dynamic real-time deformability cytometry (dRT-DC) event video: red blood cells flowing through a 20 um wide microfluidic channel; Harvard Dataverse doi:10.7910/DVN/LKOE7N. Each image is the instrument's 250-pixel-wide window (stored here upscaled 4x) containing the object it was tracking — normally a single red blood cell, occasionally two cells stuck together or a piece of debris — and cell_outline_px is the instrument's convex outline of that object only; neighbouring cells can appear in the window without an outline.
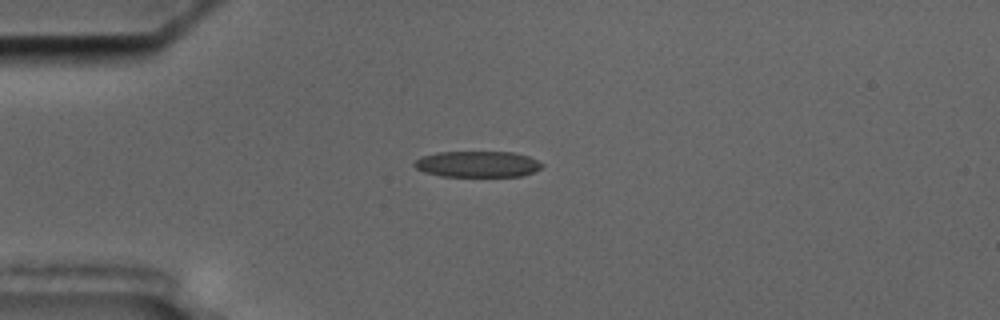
{"species": "common noctule bat (a hibernating species)", "species_latin": "Nyctalus noctula", "temperature_condition": "cold", "stored_images_in_passage": 43, "camera_frame_rate_fps": 3000, "um_per_image_px": 0.085, "animal": {"sex": "male", "body_mass_g": 17.5, "forearm_length_mm": 52.3}, "frame": {"image": 1, "passage_image": 1, "time_ms": 0.0, "image_size_px": [1000, 320], "cell_outline_px": [[544, 164], [540, 168], [532, 172], [520, 176], [440, 176], [424, 172], [416, 168], [412, 164], [420, 156], [436, 152], [512, 152], [528, 156]], "centroid_in_image_um": [40.54, 13.94], "position_along_channel_um": 44.5, "area_um2": 19.36}}
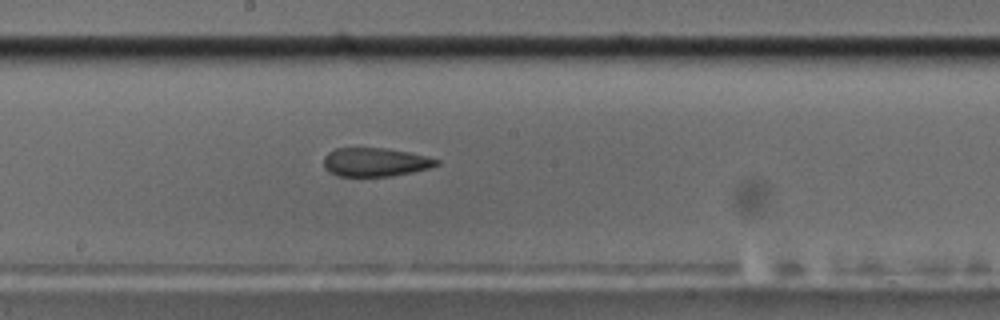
{"frame": {"image": 2, "passage_image": 17, "time_ms": 5.333, "image_size_px": [1000, 320], "cell_outline_px": [[440, 164], [428, 168], [412, 172], [392, 176], [336, 176], [328, 172], [324, 168], [324, 156], [328, 152], [336, 148], [384, 148], [408, 152], [440, 160]], "centroid_in_image_um": [31.85, 13.78], "position_along_channel_um": 216.3, "area_um2": 18.84}}
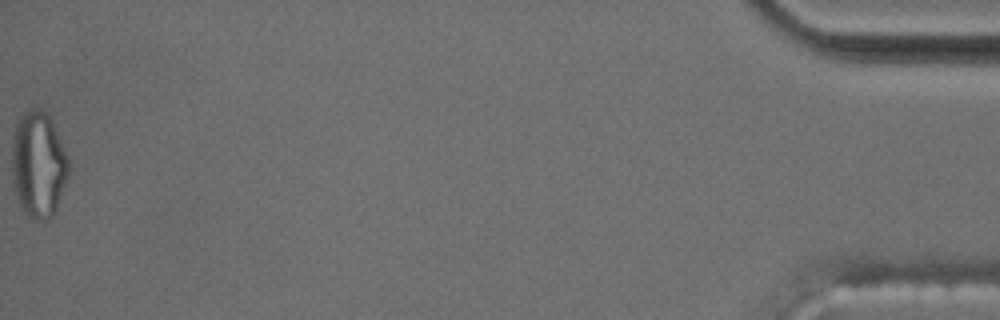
{"frame": {"image": 3, "passage_image": 43, "time_ms": 14.0, "image_size_px": [1000, 320], "cell_outline_px": [[68, 176], [56, 208], [52, 216], [48, 220], [36, 220], [28, 216], [20, 204], [16, 192], [12, 176], [12, 144], [16, 124], [20, 116], [28, 108], [40, 108], [48, 116], [68, 156]], "centroid_in_image_um": [3.25, 13.98], "position_along_channel_um": 431.9, "area_um2": 34.62}, "authors_computed_cell_mechanics": {"area_um2": 20.519, "velocity_mm_per_s": 3.6085, "shape_relaxation_time_tau1_ms": null, "shape_relaxation_time_tau2_ms": 2.4826, "deformation_change_tau1": null, "deformation_change_tau2": 0.113}}